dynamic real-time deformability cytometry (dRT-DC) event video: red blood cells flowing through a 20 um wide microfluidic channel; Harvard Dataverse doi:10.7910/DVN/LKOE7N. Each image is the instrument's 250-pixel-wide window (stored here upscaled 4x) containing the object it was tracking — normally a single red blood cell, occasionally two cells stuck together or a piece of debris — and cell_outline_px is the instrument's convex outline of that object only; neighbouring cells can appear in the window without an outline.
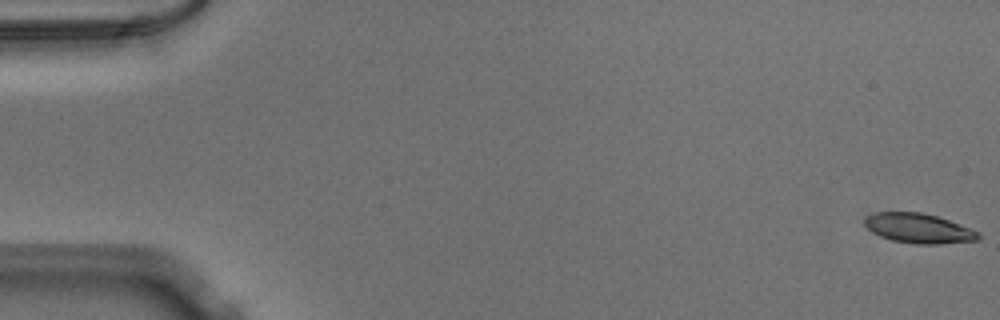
{"species": "Egyptian fruit bat (a non-hibernating species)", "species_latin": "Rousettus aegyptiacus", "temperature_condition": "warm", "stored_images_in_passage": 52, "camera_frame_rate_fps": 3000, "um_per_image_px": 0.085, "animal": {"sex": "male"}, "frame": {"image": 1, "passage_image": 1, "time_ms": 0.0, "image_size_px": [1000, 320], "cell_outline_px": [[980, 240], [940, 244], [916, 244], [892, 240], [880, 236], [872, 232], [864, 224], [864, 220], [868, 216], [876, 212], [920, 212], [936, 216], [972, 228], [980, 232]], "centroid_in_image_um": [78.12, 19.41], "position_along_channel_um": 6.9, "area_um2": 19.71}}
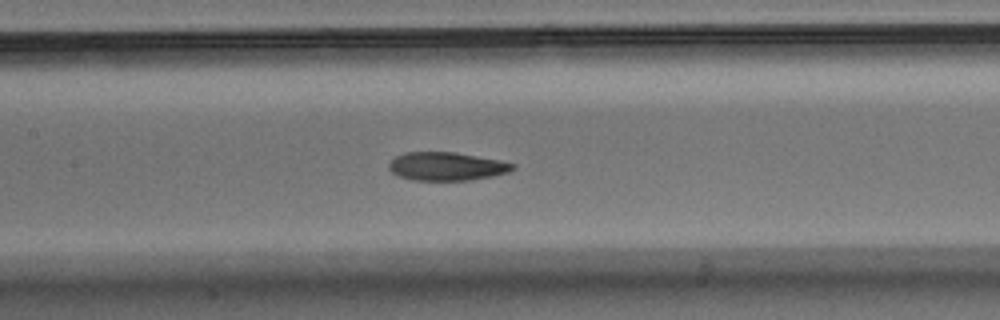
{"frame": {"image": 2, "passage_image": 25, "time_ms": 8.0, "image_size_px": [1000, 320], "cell_outline_px": [[516, 168], [508, 172], [492, 176], [472, 180], [412, 180], [396, 176], [388, 168], [388, 164], [396, 156], [404, 152], [456, 152], [500, 160], [516, 164]], "centroid_in_image_um": [37.96, 14.14], "position_along_channel_um": 169.4, "area_um2": 20.63}}
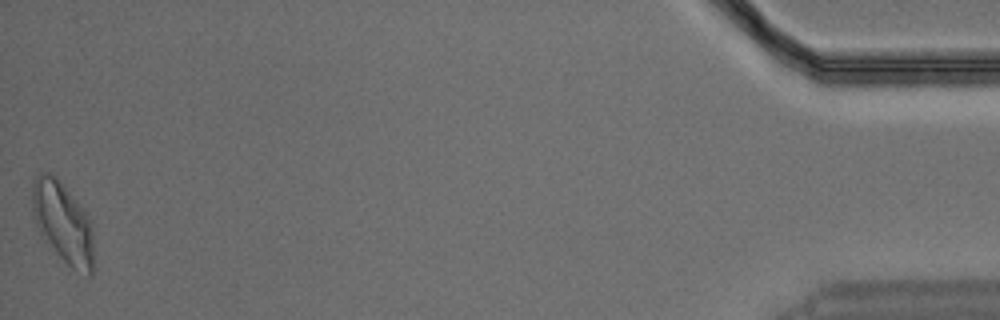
{"frame": {"image": 3, "passage_image": 52, "time_ms": 17.0, "image_size_px": [1000, 320], "cell_outline_px": [[92, 276], [88, 276], [72, 268], [40, 236], [32, 216], [32, 184], [36, 176], [40, 172], [48, 172], [56, 176], [88, 212], [92, 224]], "centroid_in_image_um": [5.33, 18.87], "position_along_channel_um": 429.9, "area_um2": 29.36}}